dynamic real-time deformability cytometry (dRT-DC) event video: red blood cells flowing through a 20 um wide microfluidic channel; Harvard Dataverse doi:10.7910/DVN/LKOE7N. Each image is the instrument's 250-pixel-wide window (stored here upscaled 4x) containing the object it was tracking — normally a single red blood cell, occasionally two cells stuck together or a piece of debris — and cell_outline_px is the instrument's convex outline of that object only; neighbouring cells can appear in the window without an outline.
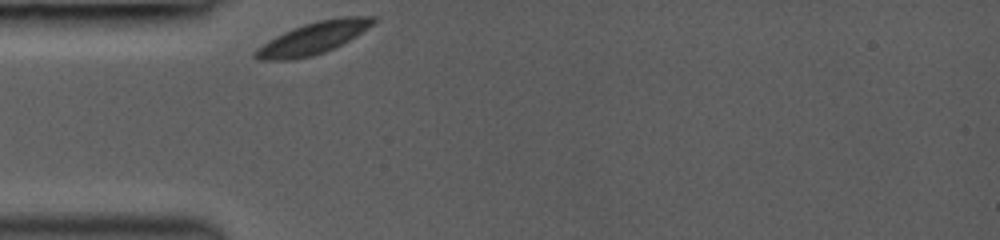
{"species": "common noctule bat (a hibernating species)", "species_latin": "Nyctalus noctula", "temperature_condition": "room temperature", "stored_images_in_passage": 4, "camera_frame_rate_fps": 3000, "um_per_image_px": 0.085, "animal": {"sex": "female", "body_mass_g": 19.0, "forearm_length_mm": 53.3}, "frame": {"image": 1, "passage_image": 1, "time_ms": 0.0, "image_size_px": [1000, 240], "cell_outline_px": [[376, 20], [368, 28], [356, 36], [324, 52], [312, 56], [292, 60], [260, 60], [252, 56], [252, 52], [256, 48], [276, 36], [292, 28], [304, 24], [320, 20], [344, 16], [376, 16]], "centroid_in_image_um": [26.58, 3.24], "position_along_channel_um": 58.4, "area_um2": 21.79}}